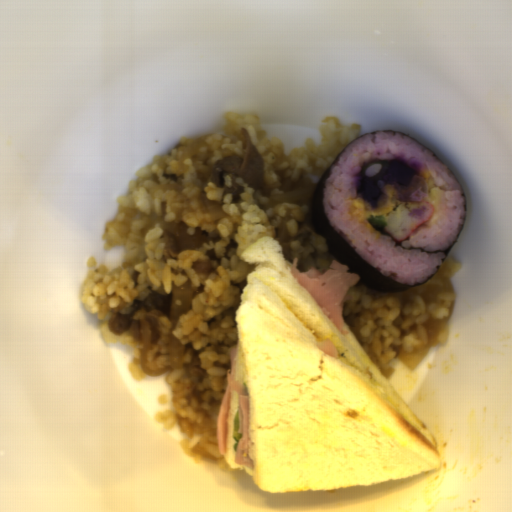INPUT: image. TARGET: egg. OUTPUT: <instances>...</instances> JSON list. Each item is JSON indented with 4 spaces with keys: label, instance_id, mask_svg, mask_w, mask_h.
I'll list each match as a JSON object with an SVG mask.
<instances>
[{
    "label": "egg",
    "instance_id": "egg-1",
    "mask_svg": "<svg viewBox=\"0 0 512 512\" xmlns=\"http://www.w3.org/2000/svg\"><path fill=\"white\" fill-rule=\"evenodd\" d=\"M375 185L378 186L381 192L380 199L375 208H372L370 203L358 196L350 207V214L367 227L371 234L376 233L378 230L370 224L367 218H370L371 215L384 216L385 218L391 211H396L398 207L405 204L398 197V185L396 182H389L385 184L383 179H380Z\"/></svg>",
    "mask_w": 512,
    "mask_h": 512
}]
</instances>
